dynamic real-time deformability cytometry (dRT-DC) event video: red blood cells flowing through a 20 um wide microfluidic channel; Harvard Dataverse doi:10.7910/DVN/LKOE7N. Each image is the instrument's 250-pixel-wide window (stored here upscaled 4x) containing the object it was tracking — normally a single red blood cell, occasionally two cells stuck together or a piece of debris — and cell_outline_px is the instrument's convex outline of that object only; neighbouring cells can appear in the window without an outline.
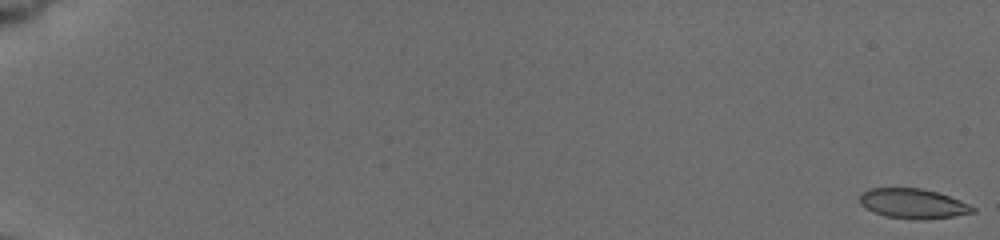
{"species": "common noctule bat (a hibernating species)", "species_latin": "Nyctalus noctula", "temperature_condition": "cold", "stored_images_in_passage": 117, "camera_frame_rate_fps": 3000, "um_per_image_px": 0.085, "animal": {"sex": "female", "body_mass_g": 19.5, "forearm_length_mm": 54.1}, "frame": {"image": 1, "passage_image": 1, "time_ms": 0.0, "image_size_px": [1000, 240], "cell_outline_px": [[976, 212], [952, 216], [924, 220], [920, 220], [884, 216], [860, 204], [860, 192], [872, 188], [920, 188], [936, 192], [960, 200], [976, 208]], "centroid_in_image_um": [77.61, 17.3], "position_along_channel_um": 7.4, "area_um2": 19.48}}
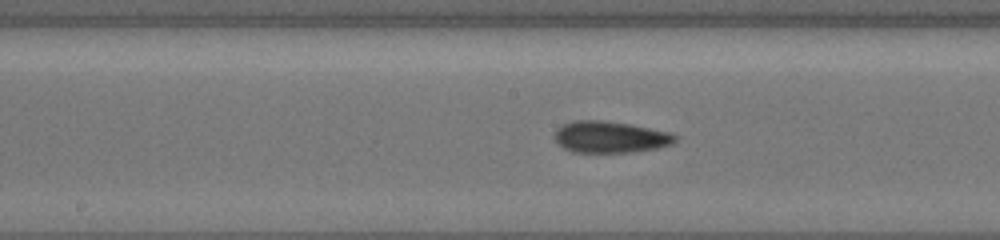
{"frame": {"image": 2, "passage_image": 59, "time_ms": 10.333, "image_size_px": [1000, 240], "cell_outline_px": [[676, 140], [672, 144], [656, 148], [632, 152], [572, 152], [556, 144], [556, 128], [572, 120], [604, 120], [632, 124], [668, 132], [676, 136]], "centroid_in_image_um": [51.84, 11.64], "position_along_channel_um": 196.4, "area_um2": 22.2}}
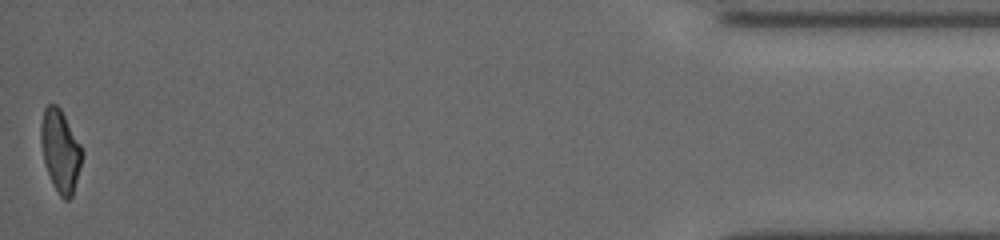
{"frame": {"image": 3, "passage_image": 115, "time_ms": 18.333, "image_size_px": [1000, 240], "cell_outline_px": [[84, 152], [72, 196], [68, 200], [64, 200], [60, 196], [52, 184], [44, 160], [40, 140], [40, 124], [44, 108], [48, 104], [56, 104], [60, 108], [80, 144]], "centroid_in_image_um": [5.12, 12.81], "position_along_channel_um": 430.1, "area_um2": 19.59}, "authors_computed_cell_mechanics": {"area_um2": 20.519, "velocity_mm_per_s": 3.8699, "shape_relaxation_time_tau1_ms": 5.2597, "shape_relaxation_time_tau2_ms": 2.4486, "deformation_change_tau1": 0.1356, "deformation_change_tau2": 0.0868}}